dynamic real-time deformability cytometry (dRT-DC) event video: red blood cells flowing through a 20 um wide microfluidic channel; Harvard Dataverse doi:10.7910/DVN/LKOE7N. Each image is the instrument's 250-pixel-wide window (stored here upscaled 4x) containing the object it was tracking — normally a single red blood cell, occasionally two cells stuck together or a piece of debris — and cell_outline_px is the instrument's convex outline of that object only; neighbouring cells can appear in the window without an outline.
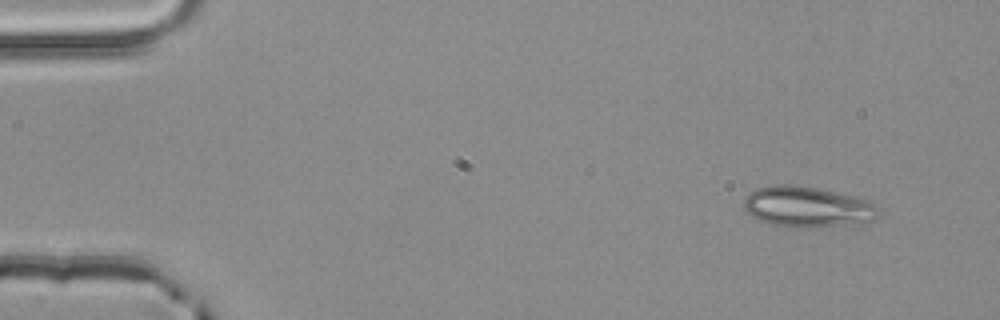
{"species": "common noctule bat (a hibernating species)", "species_latin": "Nyctalus noctula", "temperature_condition": "room temperature", "stored_images_in_passage": 3, "camera_frame_rate_fps": 3000, "um_per_image_px": 0.085, "animal": {"sex": "male", "body_mass_g": 20.4}, "frame": {"image": 1, "passage_image": 1, "time_ms": 0.0, "image_size_px": [1000, 320], "cell_outline_px": [[880, 216], [872, 220], [860, 224], [772, 224], [760, 220], [752, 216], [744, 208], [744, 200], [756, 188], [776, 184], [792, 184], [816, 188], [872, 200], [880, 212]], "centroid_in_image_um": [68.68, 17.52], "position_along_channel_um": 16.3, "area_um2": 30.75}}